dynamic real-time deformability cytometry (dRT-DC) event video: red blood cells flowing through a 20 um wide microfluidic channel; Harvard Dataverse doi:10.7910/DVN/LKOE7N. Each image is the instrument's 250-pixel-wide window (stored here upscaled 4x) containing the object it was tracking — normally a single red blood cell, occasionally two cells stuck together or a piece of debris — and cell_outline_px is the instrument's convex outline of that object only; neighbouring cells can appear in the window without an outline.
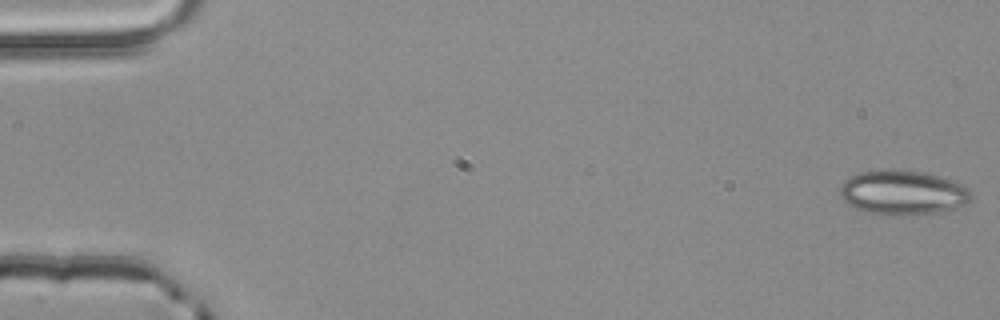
{"species": "common noctule bat (a hibernating species)", "species_latin": "Nyctalus noctula", "temperature_condition": "room temperature", "stored_images_in_passage": 4, "camera_frame_rate_fps": 3000, "um_per_image_px": 0.085, "animal": {"sex": "male", "body_mass_g": 20.4}, "frame": {"image": 1, "passage_image": 1, "time_ms": 0.0, "image_size_px": [1000, 320], "cell_outline_px": [[972, 196], [964, 204], [956, 208], [936, 212], [904, 216], [868, 212], [856, 208], [848, 204], [840, 196], [840, 184], [844, 180], [860, 172], [888, 168], [924, 172], [960, 184], [968, 188], [972, 192]], "centroid_in_image_um": [76.7, 16.36], "position_along_channel_um": 8.3, "area_um2": 33.87}}